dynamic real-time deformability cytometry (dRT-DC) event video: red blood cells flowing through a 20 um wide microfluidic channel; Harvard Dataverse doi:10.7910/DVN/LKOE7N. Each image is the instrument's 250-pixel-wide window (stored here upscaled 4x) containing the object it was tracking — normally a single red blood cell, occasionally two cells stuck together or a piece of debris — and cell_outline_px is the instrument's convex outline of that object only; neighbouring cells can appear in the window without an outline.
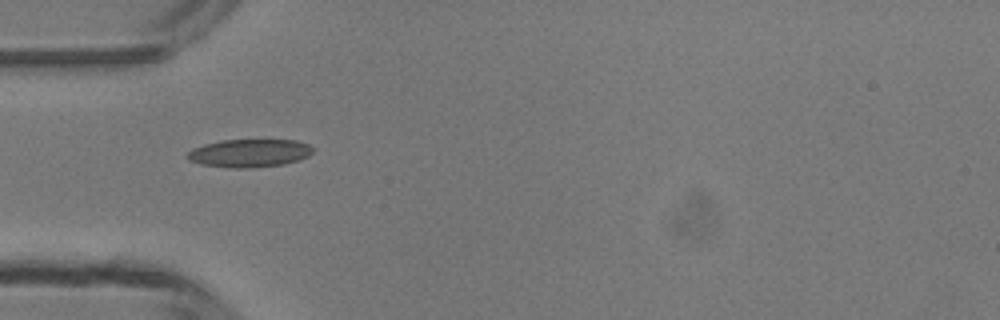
{"species": "common noctule bat (a hibernating species)", "species_latin": "Nyctalus noctula", "temperature_condition": "room temperature", "stored_images_in_passage": 2, "camera_frame_rate_fps": 3000, "um_per_image_px": 0.085, "animal": {"sex": "male", "body_mass_g": 13.3}, "frame": {"image": 1, "passage_image": 1, "time_ms": 0.0, "image_size_px": [1000, 320], "cell_outline_px": [[312, 152], [308, 156], [300, 160], [284, 164], [248, 168], [236, 168], [200, 164], [188, 160], [184, 156], [192, 148], [204, 144], [220, 140], [296, 140], [308, 144], [312, 148]], "centroid_in_image_um": [21.17, 13.01], "position_along_channel_um": 63.8, "area_um2": 20.58}}
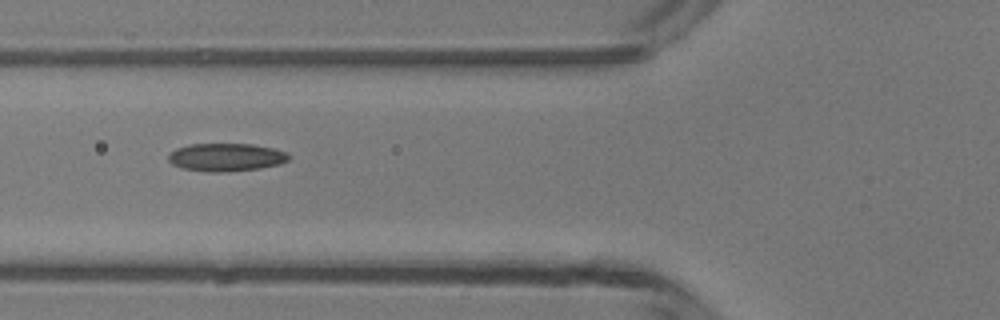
{"frame": {"image": 2, "passage_image": 2, "time_ms": 1.0, "image_size_px": [1000, 320], "cell_outline_px": [[288, 160], [280, 164], [260, 168], [220, 172], [212, 172], [180, 168], [172, 164], [168, 160], [168, 156], [176, 148], [188, 144], [252, 144], [272, 148], [288, 152]], "centroid_in_image_um": [19.2, 13.36], "position_along_channel_um": 106.6, "area_um2": 19.54}}